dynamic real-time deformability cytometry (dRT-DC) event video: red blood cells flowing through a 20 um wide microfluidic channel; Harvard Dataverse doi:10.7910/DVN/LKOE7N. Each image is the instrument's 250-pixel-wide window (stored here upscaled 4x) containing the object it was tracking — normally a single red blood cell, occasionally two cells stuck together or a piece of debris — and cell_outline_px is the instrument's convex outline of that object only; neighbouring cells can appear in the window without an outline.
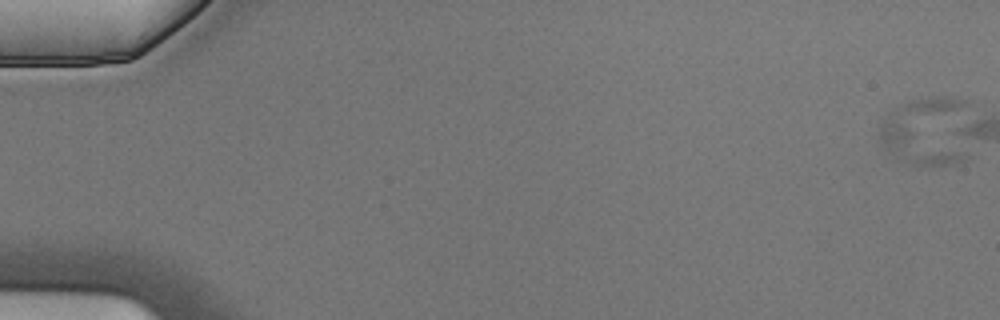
{"species": "Egyptian fruit bat (a non-hibernating species)", "species_latin": "Rousettus aegyptiacus", "temperature_condition": "cold", "stored_images_in_passage": 7, "camera_frame_rate_fps": 3000, "um_per_image_px": 0.085, "animal": {"sex": "male"}, "frame": {"image": 1, "passage_image": 1, "time_ms": 0.0, "image_size_px": [1000, 320], "cell_outline_px": [[968, 156], [964, 160], [956, 164], [908, 164], [892, 152], [880, 140], [880, 124], [888, 112], [900, 104], [912, 100], [932, 96], [952, 96], [968, 100]], "centroid_in_image_um": [78.89, 11.1], "position_along_channel_um": 6.1, "area_um2": 37.34}}